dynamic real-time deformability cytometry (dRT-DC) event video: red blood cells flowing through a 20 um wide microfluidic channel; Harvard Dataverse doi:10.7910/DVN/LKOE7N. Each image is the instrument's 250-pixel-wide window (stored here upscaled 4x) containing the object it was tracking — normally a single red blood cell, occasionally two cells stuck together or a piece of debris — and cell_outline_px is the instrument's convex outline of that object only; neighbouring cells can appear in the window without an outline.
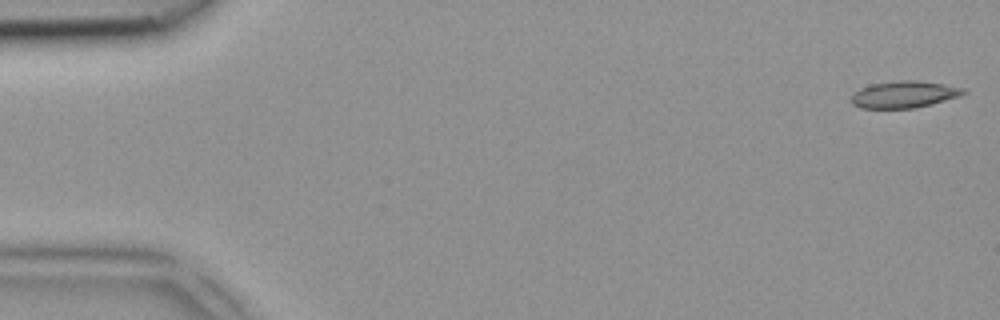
{"species": "common noctule bat (a hibernating species)", "species_latin": "Nyctalus noctula", "temperature_condition": "room temperature", "stored_images_in_passage": 5, "camera_frame_rate_fps": 3000, "um_per_image_px": 0.085, "animal": {"sex": "female", "body_mass_g": 18.4}, "frame": {"image": 1, "passage_image": 1, "time_ms": 0.0, "image_size_px": [1000, 320], "cell_outline_px": [[968, 92], [960, 96], [932, 104], [912, 108], [860, 108], [852, 104], [852, 96], [860, 88], [872, 84], [900, 80], [916, 80], [944, 84], [964, 88]], "centroid_in_image_um": [76.88, 8.02], "position_along_channel_um": 8.1, "area_um2": 17.46}}